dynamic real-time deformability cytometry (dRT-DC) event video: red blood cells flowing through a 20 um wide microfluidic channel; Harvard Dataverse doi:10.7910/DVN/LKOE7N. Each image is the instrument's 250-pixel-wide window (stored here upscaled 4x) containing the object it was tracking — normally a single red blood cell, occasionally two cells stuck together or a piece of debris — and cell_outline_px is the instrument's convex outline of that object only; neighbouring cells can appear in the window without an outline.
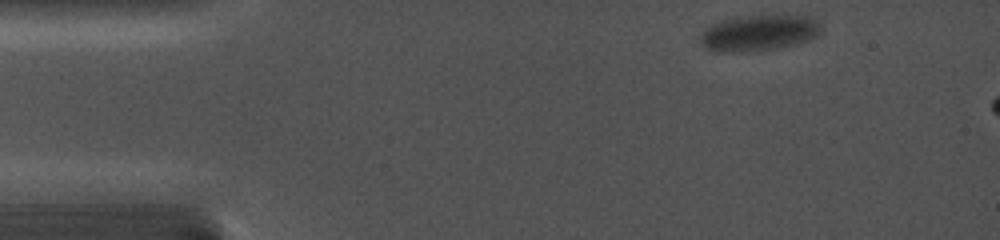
{"species": "common noctule bat (a hibernating species)", "species_latin": "Nyctalus noctula", "temperature_condition": "cold", "stored_images_in_passage": 19, "camera_frame_rate_fps": 5000, "um_per_image_px": 0.085, "animal": {"sex": "female", "body_mass_g": 19.0, "forearm_length_mm": 56.7}, "frame": {"image": 1, "passage_image": 1, "time_ms": 0.0, "image_size_px": [1000, 240], "cell_outline_px": [[820, 32], [816, 36], [808, 40], [796, 44], [776, 48], [744, 52], [720, 52], [708, 48], [700, 44], [700, 36], [704, 28], [712, 24], [736, 16], [808, 16], [816, 20], [820, 24]], "centroid_in_image_um": [64.47, 2.8], "position_along_channel_um": 20.5, "area_um2": 25.14}}
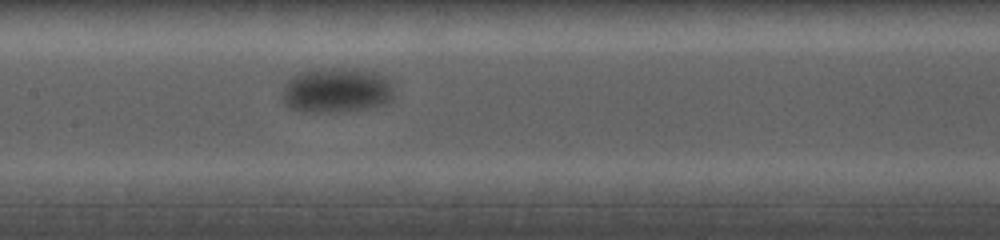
{"frame": {"image": 2, "passage_image": 12, "time_ms": 6.8, "image_size_px": [1000, 240], "cell_outline_px": [[392, 100], [388, 104], [368, 108], [344, 112], [304, 112], [288, 108], [284, 104], [280, 96], [284, 84], [292, 76], [300, 72], [320, 68], [356, 68], [376, 72], [388, 76], [392, 88]], "centroid_in_image_um": [28.59, 7.68], "position_along_channel_um": 178.8, "area_um2": 30.17}}
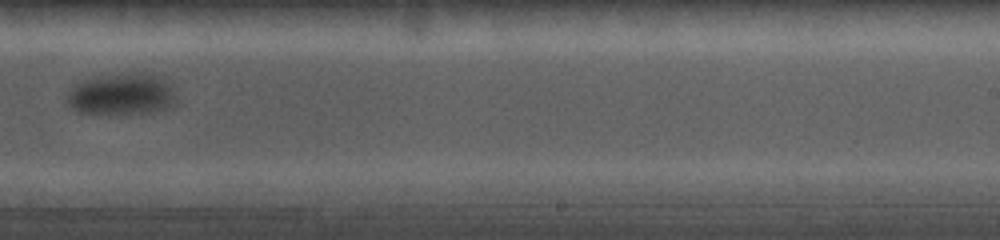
{"frame": {"image": 3, "passage_image": 16, "time_ms": 9.6, "image_size_px": [1000, 240], "cell_outline_px": [[180, 100], [172, 108], [152, 112], [80, 112], [72, 108], [68, 104], [68, 92], [76, 84], [84, 80], [132, 72], [144, 72], [168, 76]], "centroid_in_image_um": [10.55, 7.97], "position_along_channel_um": 278.5, "area_um2": 26.7}}